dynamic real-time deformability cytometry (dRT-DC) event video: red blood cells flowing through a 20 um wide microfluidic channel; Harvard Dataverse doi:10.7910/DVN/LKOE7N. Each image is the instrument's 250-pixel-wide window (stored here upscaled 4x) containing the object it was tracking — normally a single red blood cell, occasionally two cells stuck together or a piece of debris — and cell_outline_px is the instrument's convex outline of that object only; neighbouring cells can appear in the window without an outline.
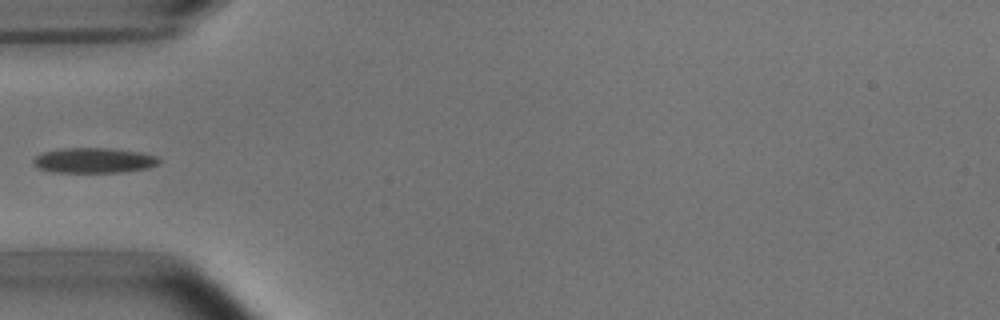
{"species": "common noctule bat (a hibernating species)", "species_latin": "Nyctalus noctula", "temperature_condition": "room temperature", "stored_images_in_passage": 5, "camera_frame_rate_fps": 3000, "um_per_image_px": 0.085, "animal": {"sex": "male", "body_mass_g": 15.6}, "frame": {"image": 1, "passage_image": 5, "time_ms": 4.667, "image_size_px": [1000, 320], "cell_outline_px": [[160, 164], [148, 168], [120, 172], [52, 172], [36, 168], [32, 164], [32, 160], [40, 152], [64, 148], [108, 148], [140, 152], [156, 156], [160, 160]], "centroid_in_image_um": [7.93, 13.63], "position_along_channel_um": 77.1, "area_um2": 18.61}}